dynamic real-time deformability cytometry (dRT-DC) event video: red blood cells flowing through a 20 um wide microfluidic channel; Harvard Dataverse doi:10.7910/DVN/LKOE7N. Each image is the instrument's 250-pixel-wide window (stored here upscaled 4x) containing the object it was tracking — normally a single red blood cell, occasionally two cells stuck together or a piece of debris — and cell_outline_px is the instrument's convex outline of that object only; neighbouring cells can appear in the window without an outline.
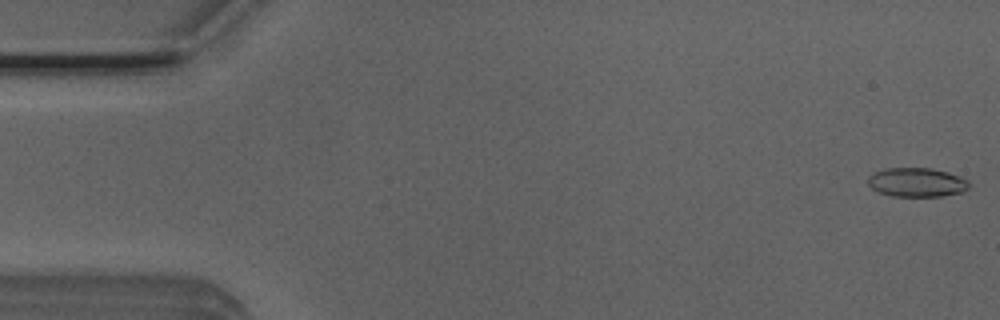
{"species": "Egyptian fruit bat (a non-hibernating species)", "species_latin": "Rousettus aegyptiacus", "temperature_condition": "room temperature", "stored_images_in_passage": 52, "camera_frame_rate_fps": 3000, "um_per_image_px": 0.085, "animal": {"sex": "male"}, "frame": {"image": 1, "passage_image": 1, "time_ms": 0.0, "image_size_px": [1000, 320], "cell_outline_px": [[972, 184], [964, 192], [940, 196], [892, 196], [880, 192], [872, 188], [868, 184], [868, 176], [872, 172], [884, 168], [932, 168], [948, 172], [960, 176], [968, 180]], "centroid_in_image_um": [77.95, 15.49], "position_along_channel_um": 7.1, "area_um2": 17.34}}
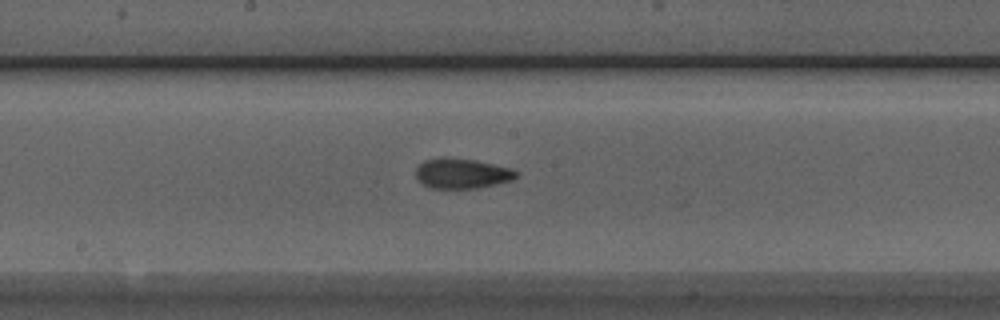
{"frame": {"image": 2, "passage_image": 27, "time_ms": 8.667, "image_size_px": [1000, 320], "cell_outline_px": [[520, 176], [512, 180], [496, 184], [476, 188], [432, 188], [424, 184], [416, 176], [416, 168], [424, 160], [444, 156], [472, 160], [512, 168], [520, 172]], "centroid_in_image_um": [39.3, 14.73], "position_along_channel_um": 208.9, "area_um2": 17.63}}
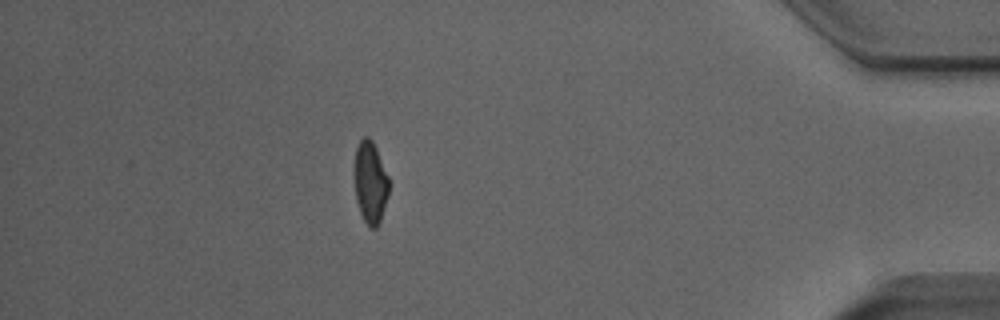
{"frame": {"image": 3, "passage_image": 46, "time_ms": 15.0, "image_size_px": [1000, 320], "cell_outline_px": [[388, 196], [380, 220], [376, 228], [368, 228], [360, 212], [356, 200], [352, 176], [352, 168], [356, 148], [360, 140], [364, 136], [368, 136], [372, 140], [376, 148], [388, 176]], "centroid_in_image_um": [31.42, 15.48], "position_along_channel_um": 403.8, "area_um2": 16.94}, "authors_computed_cell_mechanics": {"area_um2": 17.3111, "velocity_mm_per_s": 3.8838, "shape_relaxation_time_tau1_ms": 5.6172, "shape_relaxation_time_tau2_ms": 1.5434, "deformation_change_tau1": 0.1843, "deformation_change_tau2": 0.0845}}